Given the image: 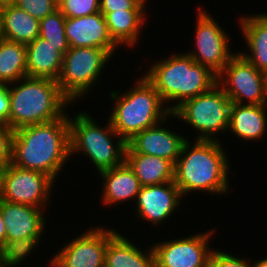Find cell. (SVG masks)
<instances>
[{
	"label": "cell",
	"mask_w": 267,
	"mask_h": 267,
	"mask_svg": "<svg viewBox=\"0 0 267 267\" xmlns=\"http://www.w3.org/2000/svg\"><path fill=\"white\" fill-rule=\"evenodd\" d=\"M125 162L133 170L141 186L174 181L175 165L169 160L141 153H125Z\"/></svg>",
	"instance_id": "obj_25"
},
{
	"label": "cell",
	"mask_w": 267,
	"mask_h": 267,
	"mask_svg": "<svg viewBox=\"0 0 267 267\" xmlns=\"http://www.w3.org/2000/svg\"><path fill=\"white\" fill-rule=\"evenodd\" d=\"M115 232L103 226L87 229L52 257L51 267H104L108 239Z\"/></svg>",
	"instance_id": "obj_14"
},
{
	"label": "cell",
	"mask_w": 267,
	"mask_h": 267,
	"mask_svg": "<svg viewBox=\"0 0 267 267\" xmlns=\"http://www.w3.org/2000/svg\"><path fill=\"white\" fill-rule=\"evenodd\" d=\"M112 136L118 140L114 142ZM69 140L70 157L82 152L99 172L125 162L127 142L113 129L110 119L102 128L88 113L78 112L69 117Z\"/></svg>",
	"instance_id": "obj_6"
},
{
	"label": "cell",
	"mask_w": 267,
	"mask_h": 267,
	"mask_svg": "<svg viewBox=\"0 0 267 267\" xmlns=\"http://www.w3.org/2000/svg\"><path fill=\"white\" fill-rule=\"evenodd\" d=\"M65 35L70 47L99 48L106 50L111 56L119 47L111 38L101 12L66 18Z\"/></svg>",
	"instance_id": "obj_17"
},
{
	"label": "cell",
	"mask_w": 267,
	"mask_h": 267,
	"mask_svg": "<svg viewBox=\"0 0 267 267\" xmlns=\"http://www.w3.org/2000/svg\"><path fill=\"white\" fill-rule=\"evenodd\" d=\"M109 239L105 252L104 267H154V253L150 246L142 251L118 230Z\"/></svg>",
	"instance_id": "obj_22"
},
{
	"label": "cell",
	"mask_w": 267,
	"mask_h": 267,
	"mask_svg": "<svg viewBox=\"0 0 267 267\" xmlns=\"http://www.w3.org/2000/svg\"><path fill=\"white\" fill-rule=\"evenodd\" d=\"M250 262L249 259H240L239 257H236L235 255L233 256L228 252L226 253L221 249H215L210 255L209 267H252V263L250 264Z\"/></svg>",
	"instance_id": "obj_30"
},
{
	"label": "cell",
	"mask_w": 267,
	"mask_h": 267,
	"mask_svg": "<svg viewBox=\"0 0 267 267\" xmlns=\"http://www.w3.org/2000/svg\"><path fill=\"white\" fill-rule=\"evenodd\" d=\"M54 183L55 180L43 172L11 163L0 171V200L43 209L50 203L48 199Z\"/></svg>",
	"instance_id": "obj_11"
},
{
	"label": "cell",
	"mask_w": 267,
	"mask_h": 267,
	"mask_svg": "<svg viewBox=\"0 0 267 267\" xmlns=\"http://www.w3.org/2000/svg\"><path fill=\"white\" fill-rule=\"evenodd\" d=\"M69 115L14 130L12 164L36 170L57 180L70 157Z\"/></svg>",
	"instance_id": "obj_1"
},
{
	"label": "cell",
	"mask_w": 267,
	"mask_h": 267,
	"mask_svg": "<svg viewBox=\"0 0 267 267\" xmlns=\"http://www.w3.org/2000/svg\"><path fill=\"white\" fill-rule=\"evenodd\" d=\"M0 38L27 45L39 36L40 20L15 4L1 8Z\"/></svg>",
	"instance_id": "obj_23"
},
{
	"label": "cell",
	"mask_w": 267,
	"mask_h": 267,
	"mask_svg": "<svg viewBox=\"0 0 267 267\" xmlns=\"http://www.w3.org/2000/svg\"><path fill=\"white\" fill-rule=\"evenodd\" d=\"M1 8H2V6L0 5V32H1Z\"/></svg>",
	"instance_id": "obj_38"
},
{
	"label": "cell",
	"mask_w": 267,
	"mask_h": 267,
	"mask_svg": "<svg viewBox=\"0 0 267 267\" xmlns=\"http://www.w3.org/2000/svg\"><path fill=\"white\" fill-rule=\"evenodd\" d=\"M69 49V45H54L38 36L26 45L27 77L57 81L62 68L63 56Z\"/></svg>",
	"instance_id": "obj_18"
},
{
	"label": "cell",
	"mask_w": 267,
	"mask_h": 267,
	"mask_svg": "<svg viewBox=\"0 0 267 267\" xmlns=\"http://www.w3.org/2000/svg\"><path fill=\"white\" fill-rule=\"evenodd\" d=\"M0 209L6 226V254L19 265L40 245L46 231L45 211L4 200H0Z\"/></svg>",
	"instance_id": "obj_8"
},
{
	"label": "cell",
	"mask_w": 267,
	"mask_h": 267,
	"mask_svg": "<svg viewBox=\"0 0 267 267\" xmlns=\"http://www.w3.org/2000/svg\"><path fill=\"white\" fill-rule=\"evenodd\" d=\"M266 107L267 104L232 103L227 131L246 142L259 140L267 131Z\"/></svg>",
	"instance_id": "obj_19"
},
{
	"label": "cell",
	"mask_w": 267,
	"mask_h": 267,
	"mask_svg": "<svg viewBox=\"0 0 267 267\" xmlns=\"http://www.w3.org/2000/svg\"><path fill=\"white\" fill-rule=\"evenodd\" d=\"M195 30V50L189 54L196 63L209 68L218 75L230 59L236 54L231 51L229 35L223 30L217 20L198 7ZM197 49V50H196ZM232 52V53H231Z\"/></svg>",
	"instance_id": "obj_12"
},
{
	"label": "cell",
	"mask_w": 267,
	"mask_h": 267,
	"mask_svg": "<svg viewBox=\"0 0 267 267\" xmlns=\"http://www.w3.org/2000/svg\"><path fill=\"white\" fill-rule=\"evenodd\" d=\"M101 13L104 15L111 38L119 47L121 45L134 47L137 44L139 37L142 36V27L146 23L145 10Z\"/></svg>",
	"instance_id": "obj_24"
},
{
	"label": "cell",
	"mask_w": 267,
	"mask_h": 267,
	"mask_svg": "<svg viewBox=\"0 0 267 267\" xmlns=\"http://www.w3.org/2000/svg\"><path fill=\"white\" fill-rule=\"evenodd\" d=\"M14 261L0 248V267H16Z\"/></svg>",
	"instance_id": "obj_35"
},
{
	"label": "cell",
	"mask_w": 267,
	"mask_h": 267,
	"mask_svg": "<svg viewBox=\"0 0 267 267\" xmlns=\"http://www.w3.org/2000/svg\"><path fill=\"white\" fill-rule=\"evenodd\" d=\"M231 105L230 98L216 84L207 92L185 100L172 112V117L183 119L195 128L196 140H219L215 135L228 130Z\"/></svg>",
	"instance_id": "obj_7"
},
{
	"label": "cell",
	"mask_w": 267,
	"mask_h": 267,
	"mask_svg": "<svg viewBox=\"0 0 267 267\" xmlns=\"http://www.w3.org/2000/svg\"><path fill=\"white\" fill-rule=\"evenodd\" d=\"M58 9L65 18H76L100 12V0H58Z\"/></svg>",
	"instance_id": "obj_28"
},
{
	"label": "cell",
	"mask_w": 267,
	"mask_h": 267,
	"mask_svg": "<svg viewBox=\"0 0 267 267\" xmlns=\"http://www.w3.org/2000/svg\"><path fill=\"white\" fill-rule=\"evenodd\" d=\"M16 0H0V5L5 6V5H11L14 4Z\"/></svg>",
	"instance_id": "obj_37"
},
{
	"label": "cell",
	"mask_w": 267,
	"mask_h": 267,
	"mask_svg": "<svg viewBox=\"0 0 267 267\" xmlns=\"http://www.w3.org/2000/svg\"><path fill=\"white\" fill-rule=\"evenodd\" d=\"M0 248L6 253V226L0 209Z\"/></svg>",
	"instance_id": "obj_34"
},
{
	"label": "cell",
	"mask_w": 267,
	"mask_h": 267,
	"mask_svg": "<svg viewBox=\"0 0 267 267\" xmlns=\"http://www.w3.org/2000/svg\"><path fill=\"white\" fill-rule=\"evenodd\" d=\"M255 264L252 265V267H267V257L263 259H259Z\"/></svg>",
	"instance_id": "obj_36"
},
{
	"label": "cell",
	"mask_w": 267,
	"mask_h": 267,
	"mask_svg": "<svg viewBox=\"0 0 267 267\" xmlns=\"http://www.w3.org/2000/svg\"><path fill=\"white\" fill-rule=\"evenodd\" d=\"M146 72L144 76L153 84L165 106L176 102L167 106L171 112L185 100L207 92L217 84V75L196 63L186 52L155 61Z\"/></svg>",
	"instance_id": "obj_3"
},
{
	"label": "cell",
	"mask_w": 267,
	"mask_h": 267,
	"mask_svg": "<svg viewBox=\"0 0 267 267\" xmlns=\"http://www.w3.org/2000/svg\"><path fill=\"white\" fill-rule=\"evenodd\" d=\"M10 94L9 85H0V125L9 127Z\"/></svg>",
	"instance_id": "obj_33"
},
{
	"label": "cell",
	"mask_w": 267,
	"mask_h": 267,
	"mask_svg": "<svg viewBox=\"0 0 267 267\" xmlns=\"http://www.w3.org/2000/svg\"><path fill=\"white\" fill-rule=\"evenodd\" d=\"M13 136V129L0 125V171L12 162Z\"/></svg>",
	"instance_id": "obj_31"
},
{
	"label": "cell",
	"mask_w": 267,
	"mask_h": 267,
	"mask_svg": "<svg viewBox=\"0 0 267 267\" xmlns=\"http://www.w3.org/2000/svg\"><path fill=\"white\" fill-rule=\"evenodd\" d=\"M27 77L26 45L0 38V85Z\"/></svg>",
	"instance_id": "obj_26"
},
{
	"label": "cell",
	"mask_w": 267,
	"mask_h": 267,
	"mask_svg": "<svg viewBox=\"0 0 267 267\" xmlns=\"http://www.w3.org/2000/svg\"><path fill=\"white\" fill-rule=\"evenodd\" d=\"M112 56L103 49L70 47L63 56L57 84L61 92L74 103L84 97L97 82Z\"/></svg>",
	"instance_id": "obj_9"
},
{
	"label": "cell",
	"mask_w": 267,
	"mask_h": 267,
	"mask_svg": "<svg viewBox=\"0 0 267 267\" xmlns=\"http://www.w3.org/2000/svg\"><path fill=\"white\" fill-rule=\"evenodd\" d=\"M9 94V127L13 130L61 118L72 104L57 81L47 78H22L9 85Z\"/></svg>",
	"instance_id": "obj_4"
},
{
	"label": "cell",
	"mask_w": 267,
	"mask_h": 267,
	"mask_svg": "<svg viewBox=\"0 0 267 267\" xmlns=\"http://www.w3.org/2000/svg\"><path fill=\"white\" fill-rule=\"evenodd\" d=\"M136 82L125 93L112 90L109 95L110 100L115 101L109 119L113 129L126 142L135 134L172 117L160 94L144 75Z\"/></svg>",
	"instance_id": "obj_5"
},
{
	"label": "cell",
	"mask_w": 267,
	"mask_h": 267,
	"mask_svg": "<svg viewBox=\"0 0 267 267\" xmlns=\"http://www.w3.org/2000/svg\"><path fill=\"white\" fill-rule=\"evenodd\" d=\"M239 21L250 54L247 51L246 54L243 51L239 53L257 70L267 74V14L242 15Z\"/></svg>",
	"instance_id": "obj_21"
},
{
	"label": "cell",
	"mask_w": 267,
	"mask_h": 267,
	"mask_svg": "<svg viewBox=\"0 0 267 267\" xmlns=\"http://www.w3.org/2000/svg\"><path fill=\"white\" fill-rule=\"evenodd\" d=\"M66 18L59 9L40 20L39 37L54 45H69L65 35Z\"/></svg>",
	"instance_id": "obj_27"
},
{
	"label": "cell",
	"mask_w": 267,
	"mask_h": 267,
	"mask_svg": "<svg viewBox=\"0 0 267 267\" xmlns=\"http://www.w3.org/2000/svg\"><path fill=\"white\" fill-rule=\"evenodd\" d=\"M14 4L38 20L58 9V0H16Z\"/></svg>",
	"instance_id": "obj_29"
},
{
	"label": "cell",
	"mask_w": 267,
	"mask_h": 267,
	"mask_svg": "<svg viewBox=\"0 0 267 267\" xmlns=\"http://www.w3.org/2000/svg\"><path fill=\"white\" fill-rule=\"evenodd\" d=\"M211 230V231H210ZM154 243V267H209L214 230Z\"/></svg>",
	"instance_id": "obj_13"
},
{
	"label": "cell",
	"mask_w": 267,
	"mask_h": 267,
	"mask_svg": "<svg viewBox=\"0 0 267 267\" xmlns=\"http://www.w3.org/2000/svg\"><path fill=\"white\" fill-rule=\"evenodd\" d=\"M166 120L168 118L135 134L127 141L125 153L157 156L169 160L175 165L187 138L176 132L174 133L170 128L164 127Z\"/></svg>",
	"instance_id": "obj_16"
},
{
	"label": "cell",
	"mask_w": 267,
	"mask_h": 267,
	"mask_svg": "<svg viewBox=\"0 0 267 267\" xmlns=\"http://www.w3.org/2000/svg\"><path fill=\"white\" fill-rule=\"evenodd\" d=\"M217 84L232 103L267 104V74L257 70L239 52L217 75Z\"/></svg>",
	"instance_id": "obj_10"
},
{
	"label": "cell",
	"mask_w": 267,
	"mask_h": 267,
	"mask_svg": "<svg viewBox=\"0 0 267 267\" xmlns=\"http://www.w3.org/2000/svg\"><path fill=\"white\" fill-rule=\"evenodd\" d=\"M183 198L175 182L141 186L136 198V214L152 225H160L177 211ZM181 200V201H180Z\"/></svg>",
	"instance_id": "obj_15"
},
{
	"label": "cell",
	"mask_w": 267,
	"mask_h": 267,
	"mask_svg": "<svg viewBox=\"0 0 267 267\" xmlns=\"http://www.w3.org/2000/svg\"><path fill=\"white\" fill-rule=\"evenodd\" d=\"M98 174L104 181L101 199L104 205L113 206L137 198L141 184L126 162Z\"/></svg>",
	"instance_id": "obj_20"
},
{
	"label": "cell",
	"mask_w": 267,
	"mask_h": 267,
	"mask_svg": "<svg viewBox=\"0 0 267 267\" xmlns=\"http://www.w3.org/2000/svg\"><path fill=\"white\" fill-rule=\"evenodd\" d=\"M220 143V140H195L192 146L188 139L184 142L174 171V182L182 196L192 191L228 194L230 161Z\"/></svg>",
	"instance_id": "obj_2"
},
{
	"label": "cell",
	"mask_w": 267,
	"mask_h": 267,
	"mask_svg": "<svg viewBox=\"0 0 267 267\" xmlns=\"http://www.w3.org/2000/svg\"><path fill=\"white\" fill-rule=\"evenodd\" d=\"M146 0H100V12L145 10Z\"/></svg>",
	"instance_id": "obj_32"
}]
</instances>
